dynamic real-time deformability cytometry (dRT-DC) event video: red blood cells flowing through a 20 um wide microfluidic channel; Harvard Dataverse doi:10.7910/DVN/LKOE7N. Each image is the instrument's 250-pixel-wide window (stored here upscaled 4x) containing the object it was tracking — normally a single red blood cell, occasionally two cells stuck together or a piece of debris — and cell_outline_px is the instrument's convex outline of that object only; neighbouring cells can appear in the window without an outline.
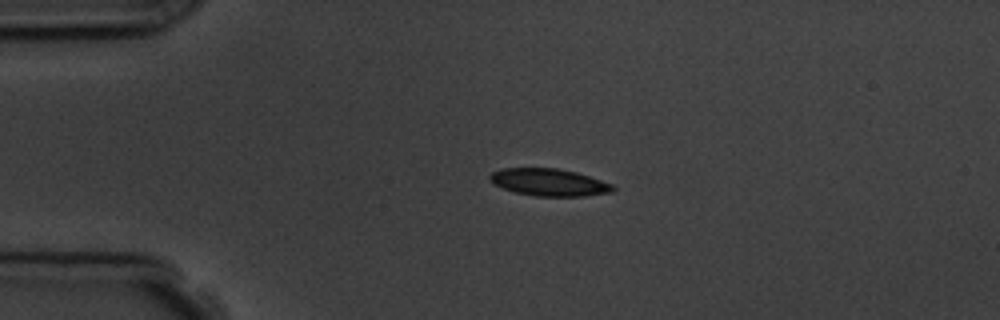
{"species": "common noctule bat (a hibernating species)", "species_latin": "Nyctalus noctula", "temperature_condition": "room temperature", "stored_images_in_passage": 4, "camera_frame_rate_fps": 3000, "um_per_image_px": 0.085, "animal": {"sex": "male", "body_mass_g": 19.5, "forearm_length_mm": 54.6}, "frame": {"image": 1, "passage_image": 3, "time_ms": 2.0, "image_size_px": [1000, 320], "cell_outline_px": [[616, 188], [612, 192], [584, 196], [536, 196], [516, 192], [504, 188], [488, 180], [488, 176], [492, 172], [500, 168], [556, 168], [576, 172], [612, 184]], "centroid_in_image_um": [46.66, 15.49], "position_along_channel_um": 38.3, "area_um2": 19.42}}